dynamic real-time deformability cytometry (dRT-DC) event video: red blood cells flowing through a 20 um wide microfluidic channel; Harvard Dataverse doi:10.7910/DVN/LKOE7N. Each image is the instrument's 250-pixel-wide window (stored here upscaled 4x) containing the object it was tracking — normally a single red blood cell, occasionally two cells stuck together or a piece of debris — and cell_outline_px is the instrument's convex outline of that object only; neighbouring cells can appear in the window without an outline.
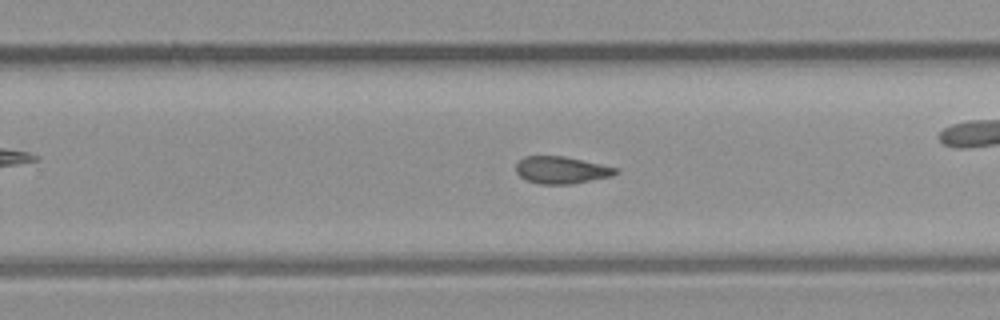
{"species": "common noctule bat (a hibernating species)", "species_latin": "Nyctalus noctula", "temperature_condition": "room temperature", "stored_images_in_passage": 33, "camera_frame_rate_fps": 3000, "um_per_image_px": 0.085, "animal": {"sex": "male", "body_mass_g": 23.1, "forearm_length_mm": 52.7}, "frame": {"image": 1, "passage_image": 19, "time_ms": 6.0, "image_size_px": [1000, 320], "cell_outline_px": [[620, 172], [612, 176], [572, 184], [540, 184], [524, 180], [516, 172], [516, 164], [524, 156], [564, 156], [620, 168]], "centroid_in_image_um": [47.74, 14.46], "position_along_channel_um": 282.1, "area_um2": 15.95}}